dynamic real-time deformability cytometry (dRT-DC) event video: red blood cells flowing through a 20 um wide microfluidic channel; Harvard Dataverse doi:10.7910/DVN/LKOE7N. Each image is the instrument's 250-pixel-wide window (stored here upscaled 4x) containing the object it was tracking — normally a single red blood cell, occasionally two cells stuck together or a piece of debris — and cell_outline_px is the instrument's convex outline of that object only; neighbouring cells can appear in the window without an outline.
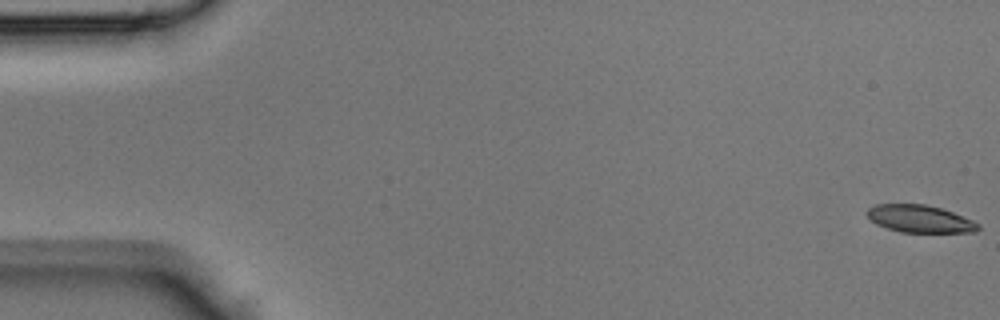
{"species": "Egyptian fruit bat (a non-hibernating species)", "species_latin": "Rousettus aegyptiacus", "temperature_condition": "room temperature", "stored_images_in_passage": 45, "camera_frame_rate_fps": 3000, "um_per_image_px": 0.085, "animal": {"sex": "male"}, "frame": {"image": 1, "passage_image": 1, "time_ms": 0.0, "image_size_px": [1000, 320], "cell_outline_px": [[980, 228], [976, 232], [900, 232], [876, 224], [868, 216], [868, 208], [876, 204], [924, 204], [940, 208], [952, 212], [972, 220], [980, 224]], "centroid_in_image_um": [78.21, 18.6], "position_along_channel_um": 6.8, "area_um2": 17.57}}
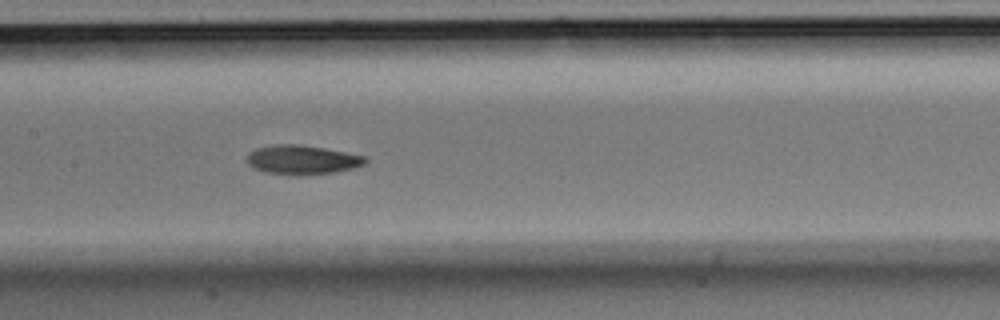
{"frame": {"image": 2, "passage_image": 22, "time_ms": 7.0, "image_size_px": [1000, 320], "cell_outline_px": [[368, 160], [364, 164], [352, 168], [332, 172], [296, 176], [264, 172], [252, 168], [248, 164], [248, 152], [256, 148], [276, 144], [296, 144], [324, 148], [364, 156]], "centroid_in_image_um": [25.63, 13.59], "position_along_channel_um": 181.8, "area_um2": 20.06}}
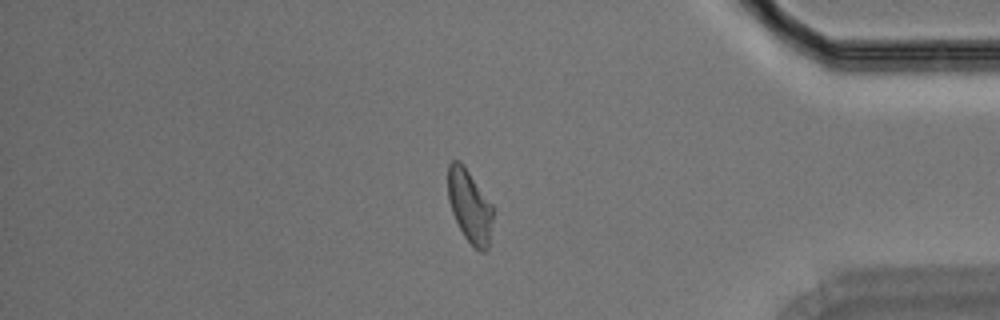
{"frame": {"image": 3, "passage_image": 38, "time_ms": 12.333, "image_size_px": [1000, 320], "cell_outline_px": [[492, 220], [488, 248], [484, 252], [480, 252], [464, 236], [452, 212], [448, 200], [448, 164], [452, 160], [460, 160], [492, 204]], "centroid_in_image_um": [39.91, 17.5], "position_along_channel_um": 395.3, "area_um2": 18.84}}